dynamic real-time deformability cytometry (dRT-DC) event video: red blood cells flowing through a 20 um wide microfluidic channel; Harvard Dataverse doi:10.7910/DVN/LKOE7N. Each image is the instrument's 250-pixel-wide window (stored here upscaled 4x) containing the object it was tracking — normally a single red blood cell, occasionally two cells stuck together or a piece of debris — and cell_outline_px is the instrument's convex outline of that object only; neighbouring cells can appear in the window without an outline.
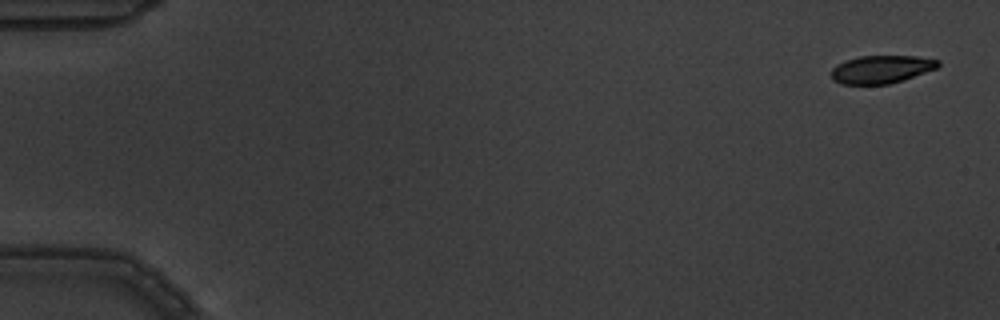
{"species": "common noctule bat (a hibernating species)", "species_latin": "Nyctalus noctula", "temperature_condition": "warm", "stored_images_in_passage": 6, "camera_frame_rate_fps": 3000, "um_per_image_px": 0.085, "animal": {"sex": "male", "body_mass_g": 19.5, "forearm_length_mm": 54.6}, "frame": {"image": 1, "passage_image": 1, "time_ms": 0.0, "image_size_px": [1000, 320], "cell_outline_px": [[940, 64], [936, 68], [904, 80], [888, 84], [840, 84], [832, 80], [832, 68], [836, 64], [844, 60], [860, 56], [916, 56], [940, 60]], "centroid_in_image_um": [74.89, 5.89], "position_along_channel_um": 10.1, "area_um2": 17.46}}